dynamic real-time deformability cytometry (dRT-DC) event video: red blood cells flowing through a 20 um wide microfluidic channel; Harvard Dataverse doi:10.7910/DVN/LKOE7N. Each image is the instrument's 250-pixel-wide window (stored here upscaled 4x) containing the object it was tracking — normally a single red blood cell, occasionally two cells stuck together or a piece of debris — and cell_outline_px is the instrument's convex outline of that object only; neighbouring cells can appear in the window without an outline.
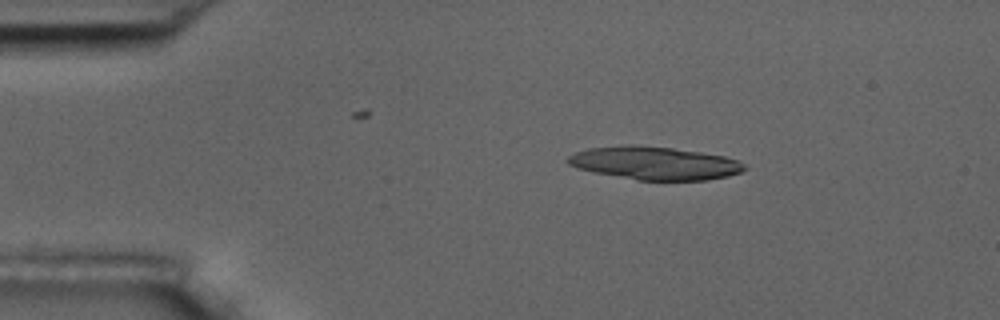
{"species": "common noctule bat (a hibernating species)", "species_latin": "Nyctalus noctula", "temperature_condition": "room temperature", "stored_images_in_passage": 8, "camera_frame_rate_fps": 3000, "um_per_image_px": 0.085, "animal": {"sex": "male", "body_mass_g": 17.5, "forearm_length_mm": 52.3}, "frame": {"image": 1, "passage_image": 2, "time_ms": 1.0, "image_size_px": [1000, 320], "cell_outline_px": [[748, 168], [740, 172], [728, 176], [708, 180], [636, 180], [592, 172], [576, 168], [568, 164], [568, 156], [576, 152], [588, 148], [628, 144], [636, 144], [672, 148], [700, 152], [724, 156], [736, 160], [744, 164]], "centroid_in_image_um": [55.62, 13.86], "position_along_channel_um": 29.4, "area_um2": 34.16}}
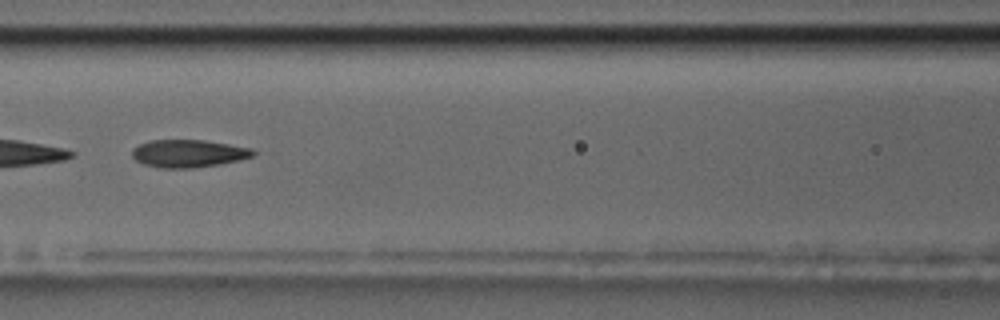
{"frame": {"image": 2, "passage_image": 6, "time_ms": 6.0, "image_size_px": [1000, 320], "cell_outline_px": [[256, 152], [252, 156], [240, 160], [220, 164], [192, 168], [160, 168], [144, 164], [136, 160], [132, 156], [132, 148], [148, 140], [204, 140], [252, 148]], "centroid_in_image_um": [16.0, 13.04], "position_along_channel_um": 150.6, "area_um2": 19.54}}
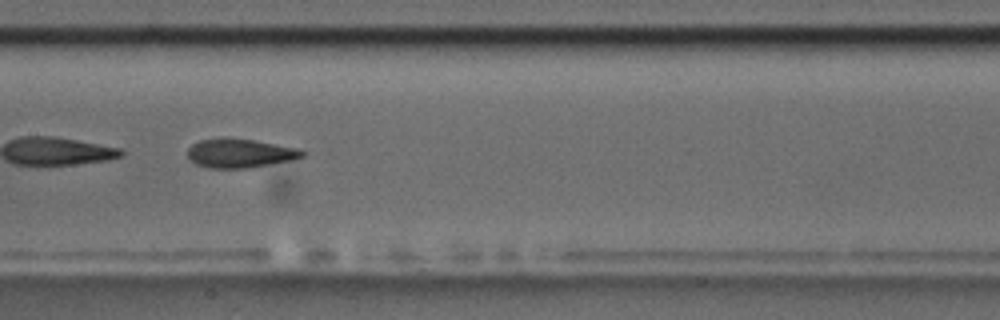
{"frame": {"image": 3, "passage_image": 7, "time_ms": 7.0, "image_size_px": [1000, 320], "cell_outline_px": [[308, 152], [304, 156], [292, 160], [248, 168], [208, 168], [196, 164], [188, 156], [188, 148], [192, 144], [200, 140], [224, 136], [252, 140], [300, 148]], "centroid_in_image_um": [20.42, 13.01], "position_along_channel_um": 187.0, "area_um2": 19.59}}